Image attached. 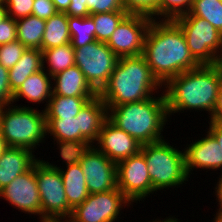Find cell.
<instances>
[{
    "label": "cell",
    "instance_id": "obj_6",
    "mask_svg": "<svg viewBox=\"0 0 222 222\" xmlns=\"http://www.w3.org/2000/svg\"><path fill=\"white\" fill-rule=\"evenodd\" d=\"M164 139L141 146L151 179L153 194L187 184L189 176L185 168L184 150H179Z\"/></svg>",
    "mask_w": 222,
    "mask_h": 222
},
{
    "label": "cell",
    "instance_id": "obj_12",
    "mask_svg": "<svg viewBox=\"0 0 222 222\" xmlns=\"http://www.w3.org/2000/svg\"><path fill=\"white\" fill-rule=\"evenodd\" d=\"M116 176L117 188L132 204L141 203L153 195L147 164L141 152L117 162Z\"/></svg>",
    "mask_w": 222,
    "mask_h": 222
},
{
    "label": "cell",
    "instance_id": "obj_41",
    "mask_svg": "<svg viewBox=\"0 0 222 222\" xmlns=\"http://www.w3.org/2000/svg\"><path fill=\"white\" fill-rule=\"evenodd\" d=\"M209 128L207 131L217 140L218 144L222 149V124L208 121Z\"/></svg>",
    "mask_w": 222,
    "mask_h": 222
},
{
    "label": "cell",
    "instance_id": "obj_25",
    "mask_svg": "<svg viewBox=\"0 0 222 222\" xmlns=\"http://www.w3.org/2000/svg\"><path fill=\"white\" fill-rule=\"evenodd\" d=\"M95 97H65L54 95L45 109L46 119H64L76 117L86 103Z\"/></svg>",
    "mask_w": 222,
    "mask_h": 222
},
{
    "label": "cell",
    "instance_id": "obj_3",
    "mask_svg": "<svg viewBox=\"0 0 222 222\" xmlns=\"http://www.w3.org/2000/svg\"><path fill=\"white\" fill-rule=\"evenodd\" d=\"M162 92L163 85L140 55L120 57L108 83L98 96L107 107H113L143 101Z\"/></svg>",
    "mask_w": 222,
    "mask_h": 222
},
{
    "label": "cell",
    "instance_id": "obj_21",
    "mask_svg": "<svg viewBox=\"0 0 222 222\" xmlns=\"http://www.w3.org/2000/svg\"><path fill=\"white\" fill-rule=\"evenodd\" d=\"M76 117H79L81 135L94 145L104 122L108 119L107 106L97 95L86 103Z\"/></svg>",
    "mask_w": 222,
    "mask_h": 222
},
{
    "label": "cell",
    "instance_id": "obj_32",
    "mask_svg": "<svg viewBox=\"0 0 222 222\" xmlns=\"http://www.w3.org/2000/svg\"><path fill=\"white\" fill-rule=\"evenodd\" d=\"M160 0H122L123 8L128 14H140L159 20Z\"/></svg>",
    "mask_w": 222,
    "mask_h": 222
},
{
    "label": "cell",
    "instance_id": "obj_31",
    "mask_svg": "<svg viewBox=\"0 0 222 222\" xmlns=\"http://www.w3.org/2000/svg\"><path fill=\"white\" fill-rule=\"evenodd\" d=\"M193 0H160L159 20H174L175 18L189 13Z\"/></svg>",
    "mask_w": 222,
    "mask_h": 222
},
{
    "label": "cell",
    "instance_id": "obj_18",
    "mask_svg": "<svg viewBox=\"0 0 222 222\" xmlns=\"http://www.w3.org/2000/svg\"><path fill=\"white\" fill-rule=\"evenodd\" d=\"M46 127L47 136L56 142L59 152L92 146L80 133L79 117L46 119Z\"/></svg>",
    "mask_w": 222,
    "mask_h": 222
},
{
    "label": "cell",
    "instance_id": "obj_44",
    "mask_svg": "<svg viewBox=\"0 0 222 222\" xmlns=\"http://www.w3.org/2000/svg\"><path fill=\"white\" fill-rule=\"evenodd\" d=\"M7 17H8L7 7L5 5V2L2 0L0 1V22H2Z\"/></svg>",
    "mask_w": 222,
    "mask_h": 222
},
{
    "label": "cell",
    "instance_id": "obj_9",
    "mask_svg": "<svg viewBox=\"0 0 222 222\" xmlns=\"http://www.w3.org/2000/svg\"><path fill=\"white\" fill-rule=\"evenodd\" d=\"M75 65L84 74L90 86L99 93L108 83L119 57L106 42L93 41L83 47L74 48Z\"/></svg>",
    "mask_w": 222,
    "mask_h": 222
},
{
    "label": "cell",
    "instance_id": "obj_26",
    "mask_svg": "<svg viewBox=\"0 0 222 222\" xmlns=\"http://www.w3.org/2000/svg\"><path fill=\"white\" fill-rule=\"evenodd\" d=\"M43 69L51 76L75 65V52L71 43L42 50ZM48 66H47V65Z\"/></svg>",
    "mask_w": 222,
    "mask_h": 222
},
{
    "label": "cell",
    "instance_id": "obj_14",
    "mask_svg": "<svg viewBox=\"0 0 222 222\" xmlns=\"http://www.w3.org/2000/svg\"><path fill=\"white\" fill-rule=\"evenodd\" d=\"M0 198L25 214L36 215L42 222V208L34 165L0 191Z\"/></svg>",
    "mask_w": 222,
    "mask_h": 222
},
{
    "label": "cell",
    "instance_id": "obj_49",
    "mask_svg": "<svg viewBox=\"0 0 222 222\" xmlns=\"http://www.w3.org/2000/svg\"><path fill=\"white\" fill-rule=\"evenodd\" d=\"M216 210H217L216 212H219L222 215V208H218Z\"/></svg>",
    "mask_w": 222,
    "mask_h": 222
},
{
    "label": "cell",
    "instance_id": "obj_40",
    "mask_svg": "<svg viewBox=\"0 0 222 222\" xmlns=\"http://www.w3.org/2000/svg\"><path fill=\"white\" fill-rule=\"evenodd\" d=\"M210 121L222 124V83L218 90L214 114L211 117Z\"/></svg>",
    "mask_w": 222,
    "mask_h": 222
},
{
    "label": "cell",
    "instance_id": "obj_34",
    "mask_svg": "<svg viewBox=\"0 0 222 222\" xmlns=\"http://www.w3.org/2000/svg\"><path fill=\"white\" fill-rule=\"evenodd\" d=\"M7 7L8 16L14 20L32 15L34 0H3Z\"/></svg>",
    "mask_w": 222,
    "mask_h": 222
},
{
    "label": "cell",
    "instance_id": "obj_42",
    "mask_svg": "<svg viewBox=\"0 0 222 222\" xmlns=\"http://www.w3.org/2000/svg\"><path fill=\"white\" fill-rule=\"evenodd\" d=\"M219 177L215 186V192L213 191V193H215L214 196H216V201L218 202L217 207L218 208H222V173L218 175Z\"/></svg>",
    "mask_w": 222,
    "mask_h": 222
},
{
    "label": "cell",
    "instance_id": "obj_7",
    "mask_svg": "<svg viewBox=\"0 0 222 222\" xmlns=\"http://www.w3.org/2000/svg\"><path fill=\"white\" fill-rule=\"evenodd\" d=\"M35 173L40 194L42 222H66L73 209L67 202L58 164L55 165L39 157L35 162Z\"/></svg>",
    "mask_w": 222,
    "mask_h": 222
},
{
    "label": "cell",
    "instance_id": "obj_5",
    "mask_svg": "<svg viewBox=\"0 0 222 222\" xmlns=\"http://www.w3.org/2000/svg\"><path fill=\"white\" fill-rule=\"evenodd\" d=\"M10 104L0 110V133L8 147L35 152L47 137L45 110Z\"/></svg>",
    "mask_w": 222,
    "mask_h": 222
},
{
    "label": "cell",
    "instance_id": "obj_46",
    "mask_svg": "<svg viewBox=\"0 0 222 222\" xmlns=\"http://www.w3.org/2000/svg\"><path fill=\"white\" fill-rule=\"evenodd\" d=\"M7 144L5 142V139L2 137L0 133V157L3 154V152L7 149Z\"/></svg>",
    "mask_w": 222,
    "mask_h": 222
},
{
    "label": "cell",
    "instance_id": "obj_2",
    "mask_svg": "<svg viewBox=\"0 0 222 222\" xmlns=\"http://www.w3.org/2000/svg\"><path fill=\"white\" fill-rule=\"evenodd\" d=\"M221 83L222 76L216 65H200L172 77L163 85L169 119L188 111H204L207 117L210 115L208 120L211 119Z\"/></svg>",
    "mask_w": 222,
    "mask_h": 222
},
{
    "label": "cell",
    "instance_id": "obj_48",
    "mask_svg": "<svg viewBox=\"0 0 222 222\" xmlns=\"http://www.w3.org/2000/svg\"><path fill=\"white\" fill-rule=\"evenodd\" d=\"M213 216L214 218L211 222H222V215L219 212H216Z\"/></svg>",
    "mask_w": 222,
    "mask_h": 222
},
{
    "label": "cell",
    "instance_id": "obj_45",
    "mask_svg": "<svg viewBox=\"0 0 222 222\" xmlns=\"http://www.w3.org/2000/svg\"><path fill=\"white\" fill-rule=\"evenodd\" d=\"M148 222H181V221H180V219L176 218L175 216L170 215L162 220L160 218L159 219L157 218L155 220L153 219L152 221H148Z\"/></svg>",
    "mask_w": 222,
    "mask_h": 222
},
{
    "label": "cell",
    "instance_id": "obj_23",
    "mask_svg": "<svg viewBox=\"0 0 222 222\" xmlns=\"http://www.w3.org/2000/svg\"><path fill=\"white\" fill-rule=\"evenodd\" d=\"M42 69V51L40 49L26 48L16 65L9 69L11 91L15 93L31 74Z\"/></svg>",
    "mask_w": 222,
    "mask_h": 222
},
{
    "label": "cell",
    "instance_id": "obj_43",
    "mask_svg": "<svg viewBox=\"0 0 222 222\" xmlns=\"http://www.w3.org/2000/svg\"><path fill=\"white\" fill-rule=\"evenodd\" d=\"M58 12H66L69 8L71 0H52Z\"/></svg>",
    "mask_w": 222,
    "mask_h": 222
},
{
    "label": "cell",
    "instance_id": "obj_19",
    "mask_svg": "<svg viewBox=\"0 0 222 222\" xmlns=\"http://www.w3.org/2000/svg\"><path fill=\"white\" fill-rule=\"evenodd\" d=\"M39 158L25 148L7 147L0 157V191L27 172Z\"/></svg>",
    "mask_w": 222,
    "mask_h": 222
},
{
    "label": "cell",
    "instance_id": "obj_35",
    "mask_svg": "<svg viewBox=\"0 0 222 222\" xmlns=\"http://www.w3.org/2000/svg\"><path fill=\"white\" fill-rule=\"evenodd\" d=\"M90 14L125 11L122 0H87Z\"/></svg>",
    "mask_w": 222,
    "mask_h": 222
},
{
    "label": "cell",
    "instance_id": "obj_22",
    "mask_svg": "<svg viewBox=\"0 0 222 222\" xmlns=\"http://www.w3.org/2000/svg\"><path fill=\"white\" fill-rule=\"evenodd\" d=\"M53 93L52 77L44 70L31 74L21 87L13 94L12 103L19 99H26L29 103H45L47 108ZM45 101V102H44Z\"/></svg>",
    "mask_w": 222,
    "mask_h": 222
},
{
    "label": "cell",
    "instance_id": "obj_8",
    "mask_svg": "<svg viewBox=\"0 0 222 222\" xmlns=\"http://www.w3.org/2000/svg\"><path fill=\"white\" fill-rule=\"evenodd\" d=\"M180 26L193 58L200 65H215L222 50V33L206 19L183 14L174 19Z\"/></svg>",
    "mask_w": 222,
    "mask_h": 222
},
{
    "label": "cell",
    "instance_id": "obj_20",
    "mask_svg": "<svg viewBox=\"0 0 222 222\" xmlns=\"http://www.w3.org/2000/svg\"><path fill=\"white\" fill-rule=\"evenodd\" d=\"M52 84L54 95L65 97H96L98 95L76 65L54 75Z\"/></svg>",
    "mask_w": 222,
    "mask_h": 222
},
{
    "label": "cell",
    "instance_id": "obj_15",
    "mask_svg": "<svg viewBox=\"0 0 222 222\" xmlns=\"http://www.w3.org/2000/svg\"><path fill=\"white\" fill-rule=\"evenodd\" d=\"M205 134L200 139L192 140L191 144L187 143L183 148L185 168L189 178L195 168L203 171L206 169V172L221 170L222 173V149L208 131Z\"/></svg>",
    "mask_w": 222,
    "mask_h": 222
},
{
    "label": "cell",
    "instance_id": "obj_30",
    "mask_svg": "<svg viewBox=\"0 0 222 222\" xmlns=\"http://www.w3.org/2000/svg\"><path fill=\"white\" fill-rule=\"evenodd\" d=\"M192 16L206 19L222 33V1L221 0H193Z\"/></svg>",
    "mask_w": 222,
    "mask_h": 222
},
{
    "label": "cell",
    "instance_id": "obj_39",
    "mask_svg": "<svg viewBox=\"0 0 222 222\" xmlns=\"http://www.w3.org/2000/svg\"><path fill=\"white\" fill-rule=\"evenodd\" d=\"M71 17H88L90 12L87 8V0H71L69 8L65 12Z\"/></svg>",
    "mask_w": 222,
    "mask_h": 222
},
{
    "label": "cell",
    "instance_id": "obj_24",
    "mask_svg": "<svg viewBox=\"0 0 222 222\" xmlns=\"http://www.w3.org/2000/svg\"><path fill=\"white\" fill-rule=\"evenodd\" d=\"M71 43L68 27V16L65 12H57L45 20L41 51Z\"/></svg>",
    "mask_w": 222,
    "mask_h": 222
},
{
    "label": "cell",
    "instance_id": "obj_33",
    "mask_svg": "<svg viewBox=\"0 0 222 222\" xmlns=\"http://www.w3.org/2000/svg\"><path fill=\"white\" fill-rule=\"evenodd\" d=\"M25 50L26 47L19 40L0 45V64L11 69L20 60Z\"/></svg>",
    "mask_w": 222,
    "mask_h": 222
},
{
    "label": "cell",
    "instance_id": "obj_4",
    "mask_svg": "<svg viewBox=\"0 0 222 222\" xmlns=\"http://www.w3.org/2000/svg\"><path fill=\"white\" fill-rule=\"evenodd\" d=\"M107 118L141 145L162 141L169 121L164 92L143 101L107 107Z\"/></svg>",
    "mask_w": 222,
    "mask_h": 222
},
{
    "label": "cell",
    "instance_id": "obj_13",
    "mask_svg": "<svg viewBox=\"0 0 222 222\" xmlns=\"http://www.w3.org/2000/svg\"><path fill=\"white\" fill-rule=\"evenodd\" d=\"M152 18L128 14L117 26L106 44L120 57L140 56Z\"/></svg>",
    "mask_w": 222,
    "mask_h": 222
},
{
    "label": "cell",
    "instance_id": "obj_36",
    "mask_svg": "<svg viewBox=\"0 0 222 222\" xmlns=\"http://www.w3.org/2000/svg\"><path fill=\"white\" fill-rule=\"evenodd\" d=\"M13 94L9 84V69L0 64V110L13 104Z\"/></svg>",
    "mask_w": 222,
    "mask_h": 222
},
{
    "label": "cell",
    "instance_id": "obj_28",
    "mask_svg": "<svg viewBox=\"0 0 222 222\" xmlns=\"http://www.w3.org/2000/svg\"><path fill=\"white\" fill-rule=\"evenodd\" d=\"M68 27L73 48L83 47L95 41V24L93 19L88 17L68 16Z\"/></svg>",
    "mask_w": 222,
    "mask_h": 222
},
{
    "label": "cell",
    "instance_id": "obj_17",
    "mask_svg": "<svg viewBox=\"0 0 222 222\" xmlns=\"http://www.w3.org/2000/svg\"><path fill=\"white\" fill-rule=\"evenodd\" d=\"M62 165L58 169L61 173L65 195L69 206L74 209L80 205L88 196L86 177L82 172L79 162L69 152H59Z\"/></svg>",
    "mask_w": 222,
    "mask_h": 222
},
{
    "label": "cell",
    "instance_id": "obj_11",
    "mask_svg": "<svg viewBox=\"0 0 222 222\" xmlns=\"http://www.w3.org/2000/svg\"><path fill=\"white\" fill-rule=\"evenodd\" d=\"M69 153L79 162L90 194L107 192L117 187L116 163L94 145Z\"/></svg>",
    "mask_w": 222,
    "mask_h": 222
},
{
    "label": "cell",
    "instance_id": "obj_37",
    "mask_svg": "<svg viewBox=\"0 0 222 222\" xmlns=\"http://www.w3.org/2000/svg\"><path fill=\"white\" fill-rule=\"evenodd\" d=\"M17 40L16 20L11 17L0 22V45Z\"/></svg>",
    "mask_w": 222,
    "mask_h": 222
},
{
    "label": "cell",
    "instance_id": "obj_38",
    "mask_svg": "<svg viewBox=\"0 0 222 222\" xmlns=\"http://www.w3.org/2000/svg\"><path fill=\"white\" fill-rule=\"evenodd\" d=\"M57 12L52 0H34L33 2L32 15L40 19L47 20Z\"/></svg>",
    "mask_w": 222,
    "mask_h": 222
},
{
    "label": "cell",
    "instance_id": "obj_47",
    "mask_svg": "<svg viewBox=\"0 0 222 222\" xmlns=\"http://www.w3.org/2000/svg\"><path fill=\"white\" fill-rule=\"evenodd\" d=\"M215 65L218 67L220 74L222 76V50L220 51V53L217 57V61H216Z\"/></svg>",
    "mask_w": 222,
    "mask_h": 222
},
{
    "label": "cell",
    "instance_id": "obj_1",
    "mask_svg": "<svg viewBox=\"0 0 222 222\" xmlns=\"http://www.w3.org/2000/svg\"><path fill=\"white\" fill-rule=\"evenodd\" d=\"M142 56L162 85L172 77L200 66L190 53L182 29L174 20H152Z\"/></svg>",
    "mask_w": 222,
    "mask_h": 222
},
{
    "label": "cell",
    "instance_id": "obj_10",
    "mask_svg": "<svg viewBox=\"0 0 222 222\" xmlns=\"http://www.w3.org/2000/svg\"><path fill=\"white\" fill-rule=\"evenodd\" d=\"M133 204L116 187L107 192L93 193L72 210L66 222H116L122 209ZM121 212V213H120ZM120 218V219H119Z\"/></svg>",
    "mask_w": 222,
    "mask_h": 222
},
{
    "label": "cell",
    "instance_id": "obj_27",
    "mask_svg": "<svg viewBox=\"0 0 222 222\" xmlns=\"http://www.w3.org/2000/svg\"><path fill=\"white\" fill-rule=\"evenodd\" d=\"M16 29L17 40L26 48L41 50L45 20L34 15H29L16 20Z\"/></svg>",
    "mask_w": 222,
    "mask_h": 222
},
{
    "label": "cell",
    "instance_id": "obj_16",
    "mask_svg": "<svg viewBox=\"0 0 222 222\" xmlns=\"http://www.w3.org/2000/svg\"><path fill=\"white\" fill-rule=\"evenodd\" d=\"M94 146L110 160L117 163L138 154L142 145L107 119Z\"/></svg>",
    "mask_w": 222,
    "mask_h": 222
},
{
    "label": "cell",
    "instance_id": "obj_29",
    "mask_svg": "<svg viewBox=\"0 0 222 222\" xmlns=\"http://www.w3.org/2000/svg\"><path fill=\"white\" fill-rule=\"evenodd\" d=\"M128 15L126 11L90 14L95 24V39L107 42L120 22Z\"/></svg>",
    "mask_w": 222,
    "mask_h": 222
}]
</instances>
